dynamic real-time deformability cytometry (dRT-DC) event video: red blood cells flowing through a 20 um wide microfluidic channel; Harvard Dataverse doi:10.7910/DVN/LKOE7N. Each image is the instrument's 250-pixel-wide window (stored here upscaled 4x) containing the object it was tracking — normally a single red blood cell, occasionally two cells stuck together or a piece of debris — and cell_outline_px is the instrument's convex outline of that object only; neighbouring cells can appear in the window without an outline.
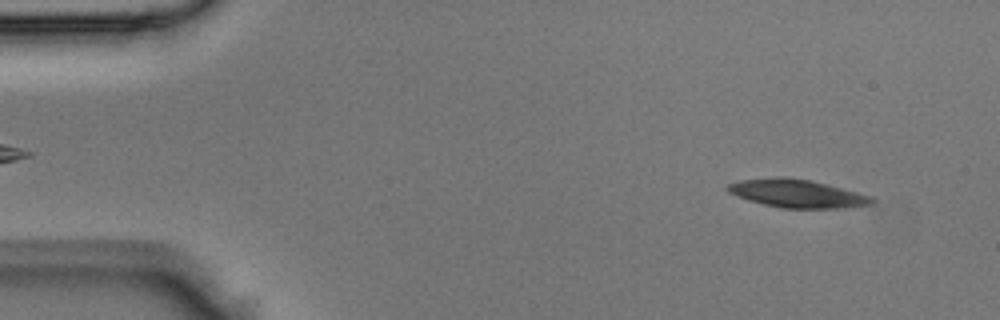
{"species": "Egyptian fruit bat (a non-hibernating species)", "species_latin": "Rousettus aegyptiacus", "temperature_condition": "room temperature", "stored_images_in_passage": 41, "camera_frame_rate_fps": 3000, "um_per_image_px": 0.085, "animal": {"sex": "male"}, "frame": {"image": 1, "passage_image": 3, "time_ms": 0.667, "image_size_px": [1000, 320], "cell_outline_px": [[876, 200], [872, 204], [844, 208], [780, 208], [748, 200], [728, 192], [724, 188], [728, 184], [740, 180], [776, 176], [808, 180], [872, 196]], "centroid_in_image_um": [67.72, 16.45], "position_along_channel_um": 17.3, "area_um2": 23.41}}
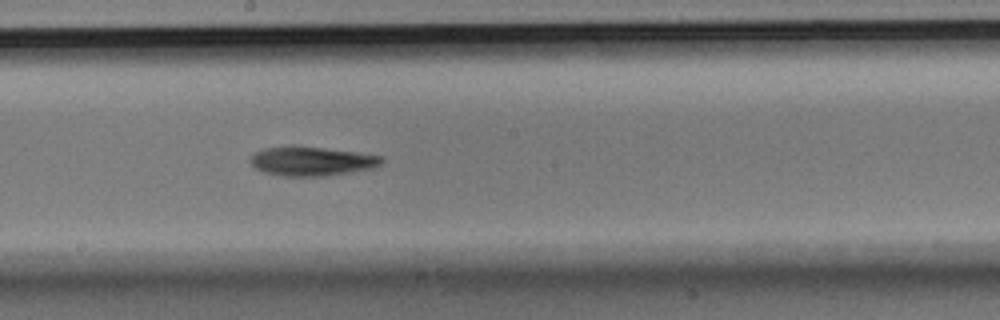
{"frame": {"image": 2, "passage_image": 22, "time_ms": 7.0, "image_size_px": [1000, 320], "cell_outline_px": [[384, 160], [380, 164], [372, 168], [320, 176], [284, 176], [264, 172], [256, 168], [248, 160], [256, 152], [264, 148], [292, 144], [356, 152], [384, 156]], "centroid_in_image_um": [26.45, 13.67], "position_along_channel_um": 221.7, "area_um2": 22.31}}
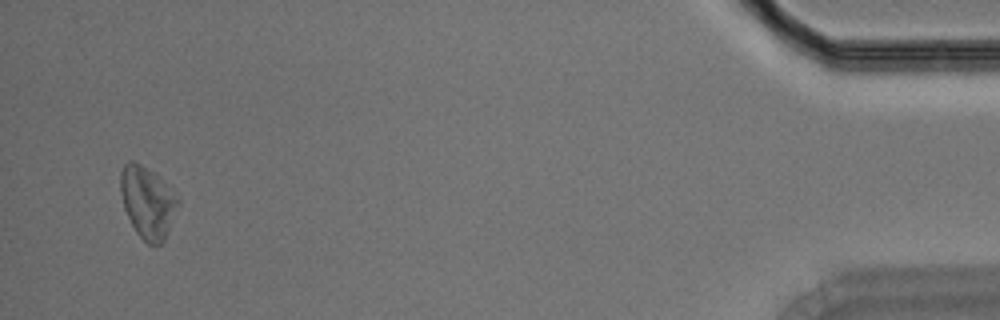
{"frame": {"image": 3, "passage_image": 40, "time_ms": 13.0, "image_size_px": [1000, 320], "cell_outline_px": [[180, 204], [164, 240], [160, 244], [148, 244], [136, 232], [124, 208], [120, 192], [120, 172], [124, 164], [128, 160], [132, 160], [140, 164], [152, 172], [180, 200]], "centroid_in_image_um": [12.52, 17.2], "position_along_channel_um": 422.7, "area_um2": 23.58}}